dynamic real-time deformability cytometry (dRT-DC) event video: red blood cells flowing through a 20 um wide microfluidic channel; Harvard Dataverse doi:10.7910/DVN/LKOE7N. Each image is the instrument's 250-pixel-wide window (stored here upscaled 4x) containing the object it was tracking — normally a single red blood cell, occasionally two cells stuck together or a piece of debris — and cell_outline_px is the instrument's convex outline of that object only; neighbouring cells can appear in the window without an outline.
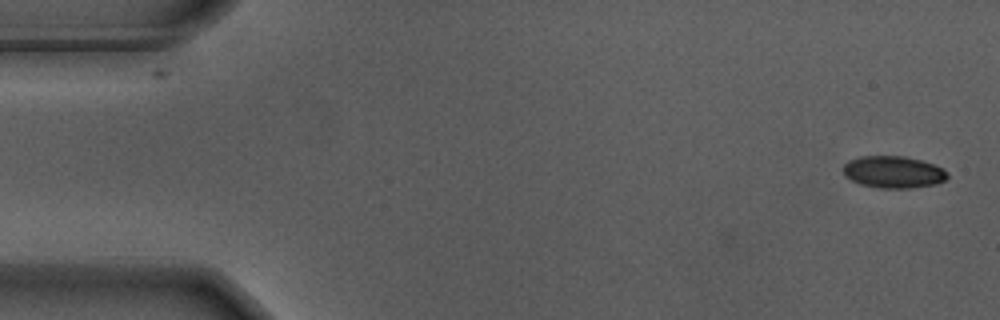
{"species": "Egyptian fruit bat (a non-hibernating species)", "species_latin": "Rousettus aegyptiacus", "temperature_condition": "warm", "stored_images_in_passage": 55, "camera_frame_rate_fps": 3000, "um_per_image_px": 0.085, "animal": {"sex": "male"}, "frame": {"image": 1, "passage_image": 1, "time_ms": 0.0, "image_size_px": [1000, 320], "cell_outline_px": [[948, 176], [944, 180], [936, 184], [908, 188], [880, 188], [860, 184], [844, 176], [844, 164], [848, 160], [860, 156], [904, 156], [920, 160], [944, 168], [948, 172]], "centroid_in_image_um": [75.93, 14.62], "position_along_channel_um": 9.1, "area_um2": 19.42}}
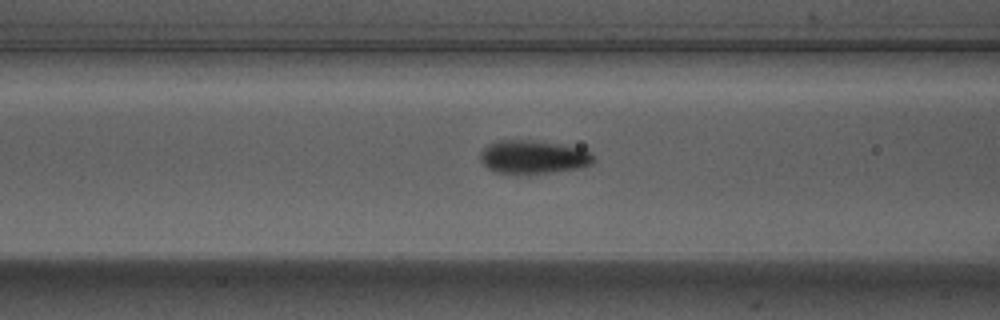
{"frame": {"image": 2, "passage_image": 21, "time_ms": 6.667, "image_size_px": [1000, 320], "cell_outline_px": [[596, 160], [592, 164], [580, 168], [528, 176], [496, 172], [488, 168], [480, 160], [480, 152], [488, 144], [496, 140], [532, 140], [560, 144], [580, 148], [592, 152]], "centroid_in_image_um": [45.34, 13.37], "position_along_channel_um": 121.3, "area_um2": 22.72}}
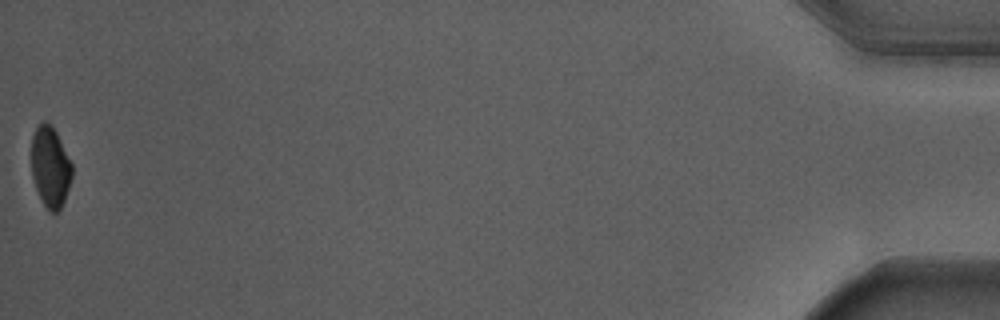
{"frame": {"image": 3, "passage_image": 55, "time_ms": 18.0, "image_size_px": [1000, 320], "cell_outline_px": [[72, 176], [64, 200], [60, 208], [56, 212], [52, 212], [44, 204], [36, 188], [32, 176], [32, 136], [36, 128], [44, 120], [52, 124], [72, 164]], "centroid_in_image_um": [4.28, 14.15], "position_along_channel_um": 430.9, "area_um2": 18.73}, "authors_computed_cell_mechanics": {"area_um2": 21.097, "velocity_mm_per_s": 3.6757, "shape_relaxation_time_tau1_ms": 2.4382, "shape_relaxation_time_tau2_ms": 1.6914, "deformation_change_tau1": 0.1154, "deformation_change_tau2": 0.0399}}